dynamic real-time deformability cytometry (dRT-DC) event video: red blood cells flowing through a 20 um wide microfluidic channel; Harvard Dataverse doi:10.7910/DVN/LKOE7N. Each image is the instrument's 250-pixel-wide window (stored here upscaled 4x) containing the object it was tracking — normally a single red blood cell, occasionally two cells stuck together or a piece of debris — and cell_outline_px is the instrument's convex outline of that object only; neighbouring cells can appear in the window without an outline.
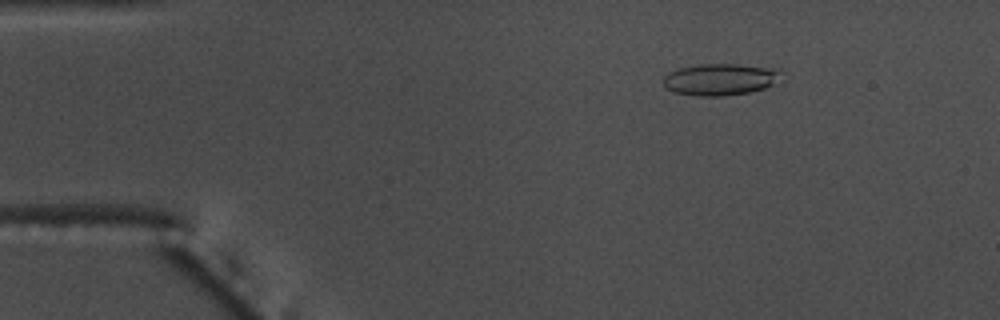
{"species": "common noctule bat (a hibernating species)", "species_latin": "Nyctalus noctula", "temperature_condition": "warm", "stored_images_in_passage": 24, "camera_frame_rate_fps": 3000, "um_per_image_px": 0.085, "animal": {"sex": "male", "body_mass_g": 17.5, "forearm_length_mm": 52.3}, "frame": {"image": 1, "passage_image": 4, "time_ms": 1.0, "image_size_px": [1000, 320], "cell_outline_px": [[784, 72], [772, 84], [764, 88], [748, 92], [724, 96], [696, 96], [676, 92], [664, 88], [664, 76], [668, 72], [680, 68], [700, 64], [736, 64], [772, 68]], "centroid_in_image_um": [61.18, 6.75], "position_along_channel_um": 23.8, "area_um2": 21.62}}